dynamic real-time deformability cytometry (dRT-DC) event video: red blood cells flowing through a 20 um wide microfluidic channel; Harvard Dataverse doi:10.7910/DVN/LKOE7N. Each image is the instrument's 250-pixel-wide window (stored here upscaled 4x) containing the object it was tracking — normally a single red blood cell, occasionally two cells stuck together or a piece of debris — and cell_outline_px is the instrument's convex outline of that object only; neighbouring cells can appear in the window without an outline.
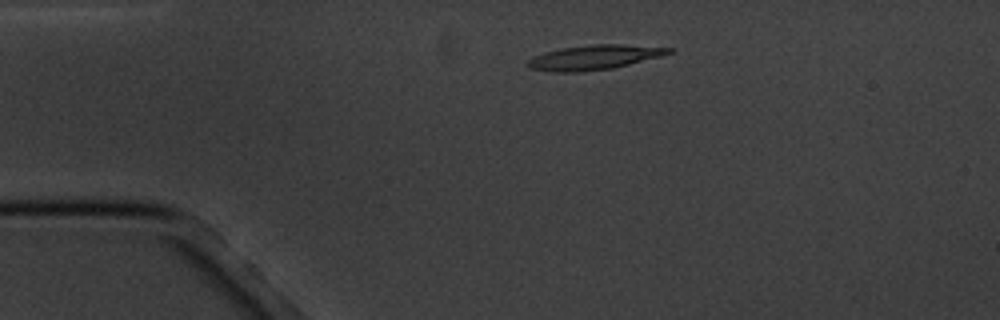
{"species": "common noctule bat (a hibernating species)", "species_latin": "Nyctalus noctula", "temperature_condition": "cold", "stored_images_in_passage": 2, "camera_frame_rate_fps": 3000, "um_per_image_px": 0.085, "animal": {"sex": "male", "body_mass_g": 20.1, "forearm_length_mm": 53.5}, "frame": {"image": 1, "passage_image": 1, "time_ms": 0.0, "image_size_px": [1000, 320], "cell_outline_px": [[676, 52], [612, 68], [580, 72], [552, 72], [528, 68], [524, 64], [528, 60], [544, 52], [560, 48], [592, 44], [624, 44], [676, 48]], "centroid_in_image_um": [50.51, 4.87], "position_along_channel_um": 34.5, "area_um2": 20.4}}